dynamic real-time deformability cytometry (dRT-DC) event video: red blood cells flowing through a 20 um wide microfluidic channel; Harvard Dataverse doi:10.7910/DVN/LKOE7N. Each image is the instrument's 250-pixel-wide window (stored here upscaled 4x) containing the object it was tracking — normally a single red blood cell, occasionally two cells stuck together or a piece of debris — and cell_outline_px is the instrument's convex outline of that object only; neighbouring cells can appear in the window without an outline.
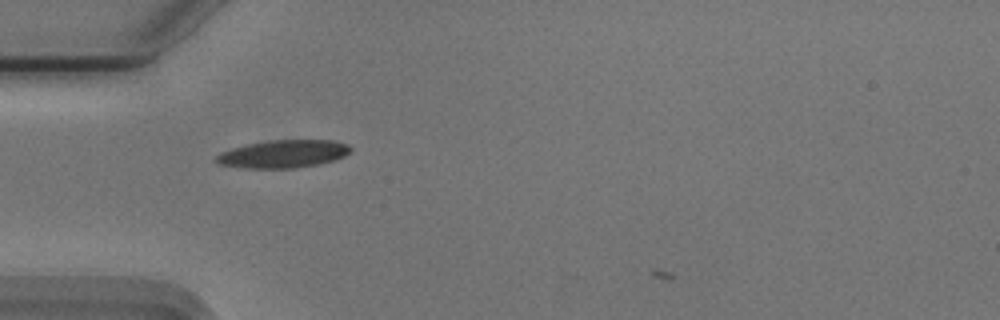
{"species": "Egyptian fruit bat (a non-hibernating species)", "species_latin": "Rousettus aegyptiacus", "temperature_condition": "cold", "stored_images_in_passage": 36, "camera_frame_rate_fps": 3000, "um_per_image_px": 0.085, "animal": {"sex": "male"}, "frame": {"image": 1, "passage_image": 4, "time_ms": 1.0, "image_size_px": [1000, 320], "cell_outline_px": [[352, 148], [344, 156], [320, 164], [292, 168], [244, 168], [220, 164], [216, 160], [216, 156], [220, 152], [232, 148], [248, 144], [272, 140], [332, 140], [348, 144]], "centroid_in_image_um": [24.08, 13.08], "position_along_channel_um": 60.9, "area_um2": 21.56}}
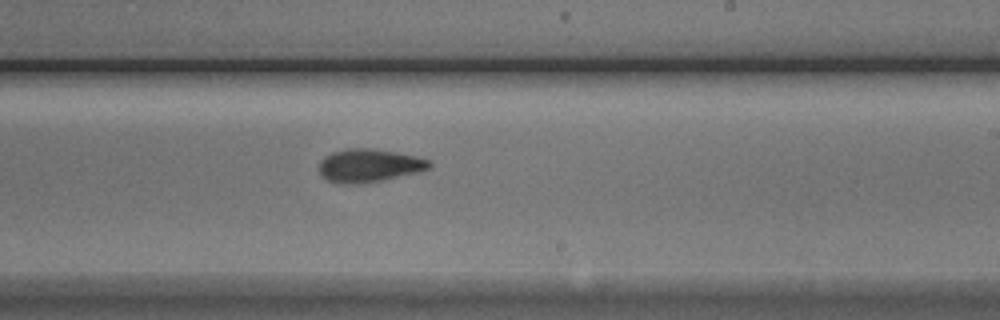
{"frame": {"image": 2, "passage_image": 20, "time_ms": 6.333, "image_size_px": [1000, 320], "cell_outline_px": [[432, 164], [428, 168], [420, 172], [380, 180], [356, 184], [344, 184], [328, 180], [320, 176], [320, 160], [324, 156], [332, 152], [348, 148], [372, 148], [396, 152], [416, 156], [432, 160]], "centroid_in_image_um": [31.38, 14.06], "position_along_channel_um": 257.6, "area_um2": 21.33}}
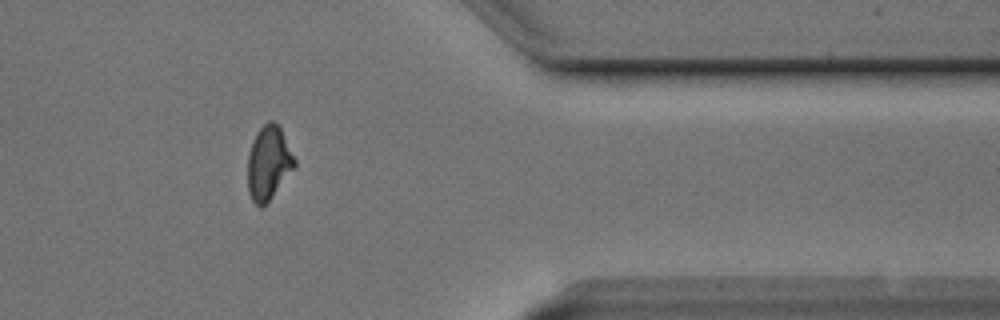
{"frame": {"image": 3, "passage_image": 32, "time_ms": 10.333, "image_size_px": [1000, 320], "cell_outline_px": [[296, 164], [264, 208], [260, 208], [252, 200], [248, 192], [248, 152], [256, 132], [268, 120], [272, 120], [280, 128], [296, 160]], "centroid_in_image_um": [22.81, 13.87], "position_along_channel_um": 388.6, "area_um2": 20.06}}